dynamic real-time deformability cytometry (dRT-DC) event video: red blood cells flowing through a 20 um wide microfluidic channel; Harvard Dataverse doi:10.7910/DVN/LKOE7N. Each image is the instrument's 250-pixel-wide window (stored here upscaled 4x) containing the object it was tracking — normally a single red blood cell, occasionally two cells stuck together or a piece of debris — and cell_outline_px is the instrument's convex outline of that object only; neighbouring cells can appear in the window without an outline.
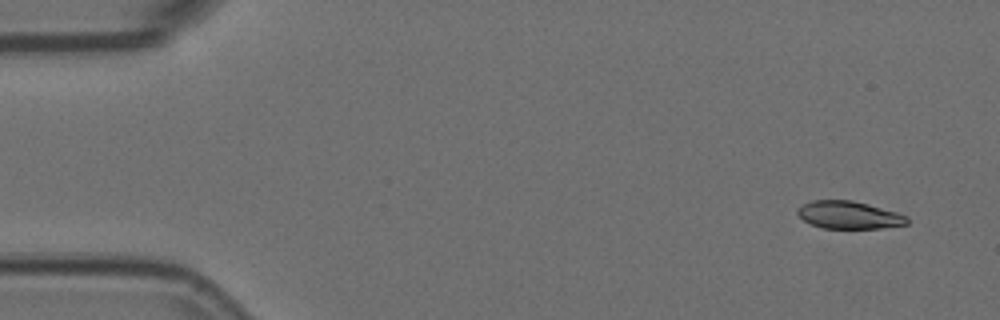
{"species": "Egyptian fruit bat (a non-hibernating species)", "species_latin": "Rousettus aegyptiacus", "temperature_condition": "room temperature", "stored_images_in_passage": 15, "camera_frame_rate_fps": 3000, "um_per_image_px": 0.085, "animal": {"sex": "female"}, "frame": {"image": 1, "passage_image": 1, "time_ms": 0.0, "image_size_px": [1000, 320], "cell_outline_px": [[908, 224], [880, 228], [824, 228], [812, 224], [804, 220], [796, 212], [804, 204], [812, 200], [852, 200], [868, 204], [896, 212], [908, 216]], "centroid_in_image_um": [72.19, 18.27], "position_along_channel_um": 12.8, "area_um2": 17.4}}